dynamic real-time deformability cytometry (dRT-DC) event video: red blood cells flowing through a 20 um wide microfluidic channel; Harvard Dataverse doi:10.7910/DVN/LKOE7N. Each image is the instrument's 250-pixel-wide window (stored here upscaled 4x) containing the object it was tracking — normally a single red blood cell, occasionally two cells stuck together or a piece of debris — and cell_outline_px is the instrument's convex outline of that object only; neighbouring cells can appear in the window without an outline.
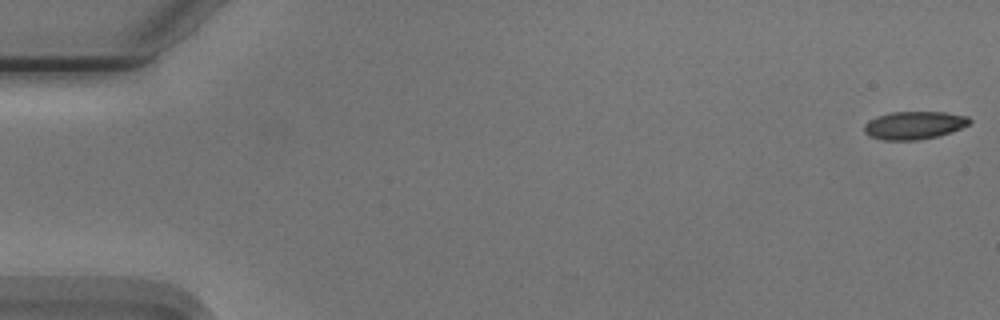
{"species": "Egyptian fruit bat (a non-hibernating species)", "species_latin": "Rousettus aegyptiacus", "temperature_condition": "cold", "stored_images_in_passage": 8, "camera_frame_rate_fps": 3000, "um_per_image_px": 0.085, "animal": {"sex": "male"}, "frame": {"image": 1, "passage_image": 1, "time_ms": 0.0, "image_size_px": [1000, 320], "cell_outline_px": [[972, 120], [968, 124], [952, 132], [920, 140], [884, 140], [868, 136], [864, 132], [864, 124], [868, 120], [876, 116], [892, 112], [944, 112], [968, 116]], "centroid_in_image_um": [77.67, 10.65], "position_along_channel_um": 7.3, "area_um2": 17.22}}